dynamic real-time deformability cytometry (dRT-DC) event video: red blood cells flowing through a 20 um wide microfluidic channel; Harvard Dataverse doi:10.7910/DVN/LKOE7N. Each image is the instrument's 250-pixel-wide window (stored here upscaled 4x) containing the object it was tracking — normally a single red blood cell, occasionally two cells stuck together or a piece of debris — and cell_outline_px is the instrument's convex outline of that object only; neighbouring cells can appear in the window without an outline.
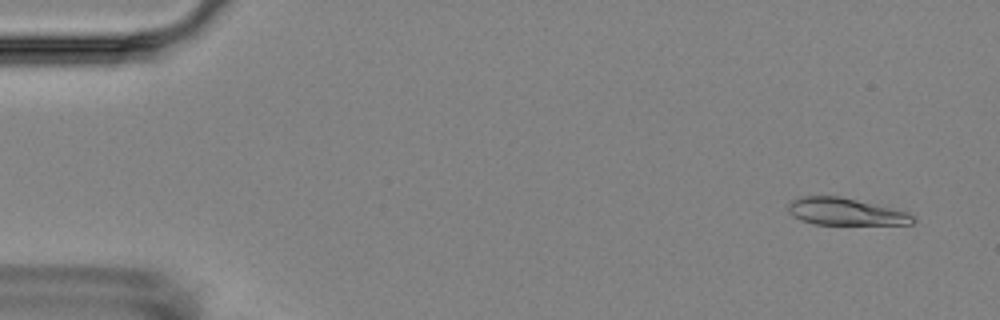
{"species": "Egyptian fruit bat (a non-hibernating species)", "species_latin": "Rousettus aegyptiacus", "temperature_condition": "room temperature", "stored_images_in_passage": 6, "camera_frame_rate_fps": 3000, "um_per_image_px": 0.085, "animal": {"sex": "female"}, "frame": {"image": 1, "passage_image": 1, "time_ms": 0.0, "image_size_px": [1000, 320], "cell_outline_px": [[916, 220], [912, 224], [816, 224], [800, 220], [788, 212], [788, 204], [792, 200], [800, 196], [840, 196], [908, 212]], "centroid_in_image_um": [71.83, 17.99], "position_along_channel_um": 13.2, "area_um2": 19.54}}
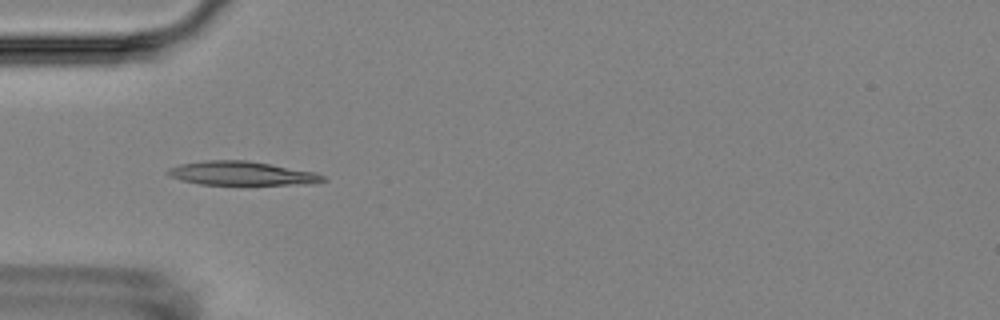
{"frame": {"image": 2, "passage_image": 5, "time_ms": 4.667, "image_size_px": [1000, 320], "cell_outline_px": [[328, 180], [312, 184], [200, 184], [180, 180], [168, 176], [164, 172], [168, 168], [180, 164], [204, 160], [248, 160], [316, 172], [324, 176]], "centroid_in_image_um": [20.52, 14.73], "position_along_channel_um": 64.5, "area_um2": 21.68}}